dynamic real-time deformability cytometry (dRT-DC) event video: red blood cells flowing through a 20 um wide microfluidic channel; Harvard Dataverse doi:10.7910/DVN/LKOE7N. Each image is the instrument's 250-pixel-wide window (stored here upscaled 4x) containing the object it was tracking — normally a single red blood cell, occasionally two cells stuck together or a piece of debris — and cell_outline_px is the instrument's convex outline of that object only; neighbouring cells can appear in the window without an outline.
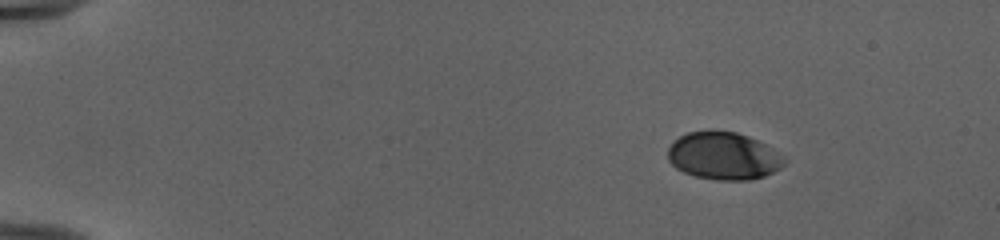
{"species": "human", "species_latin": "Homo sapiens", "temperature_condition": "cold", "stored_images_in_passage": 46, "camera_frame_rate_fps": 3000, "um_per_image_px": 0.085, "donor": {"sex": "female"}, "frame": {"image": 1, "passage_image": 1, "time_ms": 0.0, "image_size_px": [1000, 240], "cell_outline_px": [[784, 164], [780, 168], [764, 176], [752, 180], [720, 180], [696, 176], [684, 172], [676, 168], [668, 160], [668, 148], [680, 136], [688, 132], [708, 128], [712, 128], [736, 132], [748, 136], [772, 148], [784, 156]], "centroid_in_image_um": [61.49, 13.22], "position_along_channel_um": 23.5, "area_um2": 32.48}}
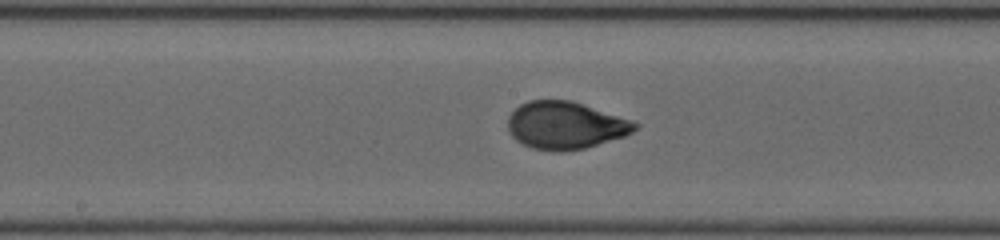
{"frame": {"image": 2, "passage_image": 23, "time_ms": 7.333, "image_size_px": [1000, 240], "cell_outline_px": [[640, 124], [632, 132], [624, 136], [584, 148], [564, 152], [560, 152], [532, 148], [516, 140], [512, 136], [508, 128], [508, 116], [520, 104], [528, 100], [572, 100], [632, 120]], "centroid_in_image_um": [48.05, 10.65], "position_along_channel_um": 200.1, "area_um2": 35.08}}
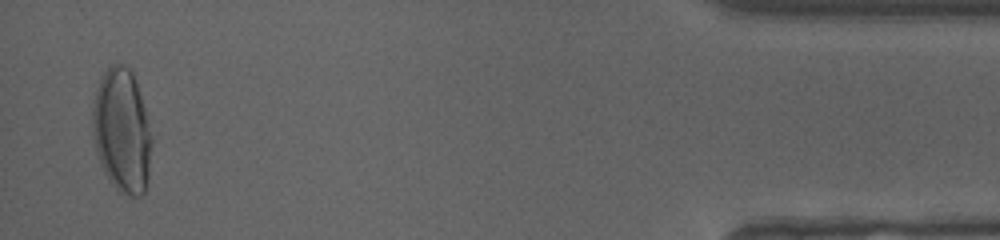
{"frame": {"image": 3, "passage_image": 45, "time_ms": 14.667, "image_size_px": [1000, 240], "cell_outline_px": [[152, 144], [148, 180], [144, 192], [140, 196], [128, 196], [120, 192], [108, 180], [104, 172], [92, 136], [92, 108], [96, 88], [104, 72], [112, 64], [124, 64], [132, 68], [136, 80], [152, 136]], "centroid_in_image_um": [10.37, 11.11], "position_along_channel_um": 424.8, "area_um2": 43.06}, "authors_computed_cell_mechanics": {"area_um2": 34.3621, "velocity_mm_per_s": 3.9866, "shape_relaxation_time_tau1_ms": 4.184, "shape_relaxation_time_tau2_ms": null, "deformation_change_tau1": 0.1839, "deformation_change_tau2": null}}